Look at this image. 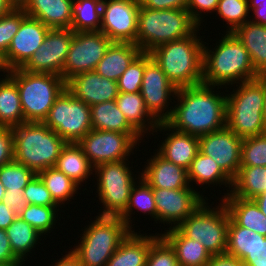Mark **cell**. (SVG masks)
Wrapping results in <instances>:
<instances>
[{
    "instance_id": "6da1fadb",
    "label": "cell",
    "mask_w": 266,
    "mask_h": 266,
    "mask_svg": "<svg viewBox=\"0 0 266 266\" xmlns=\"http://www.w3.org/2000/svg\"><path fill=\"white\" fill-rule=\"evenodd\" d=\"M204 83L177 90L178 104L166 123L176 131L201 136L226 126L227 96Z\"/></svg>"
},
{
    "instance_id": "7a4b0ae2",
    "label": "cell",
    "mask_w": 266,
    "mask_h": 266,
    "mask_svg": "<svg viewBox=\"0 0 266 266\" xmlns=\"http://www.w3.org/2000/svg\"><path fill=\"white\" fill-rule=\"evenodd\" d=\"M259 76L251 63L248 51L233 32H226L213 51L204 44L202 83L219 88L222 85L226 87L229 84L253 80Z\"/></svg>"
},
{
    "instance_id": "3957f363",
    "label": "cell",
    "mask_w": 266,
    "mask_h": 266,
    "mask_svg": "<svg viewBox=\"0 0 266 266\" xmlns=\"http://www.w3.org/2000/svg\"><path fill=\"white\" fill-rule=\"evenodd\" d=\"M193 35L164 43L150 52L168 80L177 88L195 86L203 78V41Z\"/></svg>"
},
{
    "instance_id": "277c9868",
    "label": "cell",
    "mask_w": 266,
    "mask_h": 266,
    "mask_svg": "<svg viewBox=\"0 0 266 266\" xmlns=\"http://www.w3.org/2000/svg\"><path fill=\"white\" fill-rule=\"evenodd\" d=\"M199 25L186 9H147L140 4L136 45L143 53L156 47L193 35Z\"/></svg>"
},
{
    "instance_id": "5b68a950",
    "label": "cell",
    "mask_w": 266,
    "mask_h": 266,
    "mask_svg": "<svg viewBox=\"0 0 266 266\" xmlns=\"http://www.w3.org/2000/svg\"><path fill=\"white\" fill-rule=\"evenodd\" d=\"M12 131L14 160L36 174L54 167L67 143L44 122H23Z\"/></svg>"
},
{
    "instance_id": "8992f818",
    "label": "cell",
    "mask_w": 266,
    "mask_h": 266,
    "mask_svg": "<svg viewBox=\"0 0 266 266\" xmlns=\"http://www.w3.org/2000/svg\"><path fill=\"white\" fill-rule=\"evenodd\" d=\"M227 94L226 126L241 138L266 133L263 121L264 75L239 83Z\"/></svg>"
},
{
    "instance_id": "52a82bcc",
    "label": "cell",
    "mask_w": 266,
    "mask_h": 266,
    "mask_svg": "<svg viewBox=\"0 0 266 266\" xmlns=\"http://www.w3.org/2000/svg\"><path fill=\"white\" fill-rule=\"evenodd\" d=\"M7 75L17 84L24 122H44L66 88V81L60 75L32 73L22 68L9 70Z\"/></svg>"
},
{
    "instance_id": "ba28073f",
    "label": "cell",
    "mask_w": 266,
    "mask_h": 266,
    "mask_svg": "<svg viewBox=\"0 0 266 266\" xmlns=\"http://www.w3.org/2000/svg\"><path fill=\"white\" fill-rule=\"evenodd\" d=\"M72 249L82 266H106L120 243L132 231L119 216H98Z\"/></svg>"
},
{
    "instance_id": "9c48e42d",
    "label": "cell",
    "mask_w": 266,
    "mask_h": 266,
    "mask_svg": "<svg viewBox=\"0 0 266 266\" xmlns=\"http://www.w3.org/2000/svg\"><path fill=\"white\" fill-rule=\"evenodd\" d=\"M206 200L177 228L187 237L202 244L212 255L225 254L227 250L230 214L223 203L210 208Z\"/></svg>"
},
{
    "instance_id": "30bf717a",
    "label": "cell",
    "mask_w": 266,
    "mask_h": 266,
    "mask_svg": "<svg viewBox=\"0 0 266 266\" xmlns=\"http://www.w3.org/2000/svg\"><path fill=\"white\" fill-rule=\"evenodd\" d=\"M126 161L103 163L94 167L98 198L104 206L99 216H120L127 208L130 191L136 183Z\"/></svg>"
},
{
    "instance_id": "8fae6325",
    "label": "cell",
    "mask_w": 266,
    "mask_h": 266,
    "mask_svg": "<svg viewBox=\"0 0 266 266\" xmlns=\"http://www.w3.org/2000/svg\"><path fill=\"white\" fill-rule=\"evenodd\" d=\"M44 123L66 142L78 143L92 130L90 106L66 88L57 97Z\"/></svg>"
},
{
    "instance_id": "7c38bea8",
    "label": "cell",
    "mask_w": 266,
    "mask_h": 266,
    "mask_svg": "<svg viewBox=\"0 0 266 266\" xmlns=\"http://www.w3.org/2000/svg\"><path fill=\"white\" fill-rule=\"evenodd\" d=\"M139 133L90 130L78 144L93 167L103 163L128 160L129 154L139 145ZM127 157V158H126Z\"/></svg>"
},
{
    "instance_id": "4fadbf2b",
    "label": "cell",
    "mask_w": 266,
    "mask_h": 266,
    "mask_svg": "<svg viewBox=\"0 0 266 266\" xmlns=\"http://www.w3.org/2000/svg\"><path fill=\"white\" fill-rule=\"evenodd\" d=\"M111 43L101 31L74 32L61 77L67 81L82 72L95 71Z\"/></svg>"
},
{
    "instance_id": "5bb4252c",
    "label": "cell",
    "mask_w": 266,
    "mask_h": 266,
    "mask_svg": "<svg viewBox=\"0 0 266 266\" xmlns=\"http://www.w3.org/2000/svg\"><path fill=\"white\" fill-rule=\"evenodd\" d=\"M177 90L151 54L145 53V70L140 93L147 110L158 122H166L171 117L173 108H168L167 111L164 109L169 106L171 96L175 99Z\"/></svg>"
},
{
    "instance_id": "9a60e30c",
    "label": "cell",
    "mask_w": 266,
    "mask_h": 266,
    "mask_svg": "<svg viewBox=\"0 0 266 266\" xmlns=\"http://www.w3.org/2000/svg\"><path fill=\"white\" fill-rule=\"evenodd\" d=\"M140 0H102L101 28L112 42L136 45Z\"/></svg>"
},
{
    "instance_id": "2e32d148",
    "label": "cell",
    "mask_w": 266,
    "mask_h": 266,
    "mask_svg": "<svg viewBox=\"0 0 266 266\" xmlns=\"http://www.w3.org/2000/svg\"><path fill=\"white\" fill-rule=\"evenodd\" d=\"M193 189L191 185L181 189L153 188L155 221L171 224L169 229L178 227L205 201L204 196Z\"/></svg>"
},
{
    "instance_id": "e0dca14e",
    "label": "cell",
    "mask_w": 266,
    "mask_h": 266,
    "mask_svg": "<svg viewBox=\"0 0 266 266\" xmlns=\"http://www.w3.org/2000/svg\"><path fill=\"white\" fill-rule=\"evenodd\" d=\"M50 28L40 20L26 16L9 45L7 54L0 60V71L22 68L41 46Z\"/></svg>"
},
{
    "instance_id": "ac0fdd59",
    "label": "cell",
    "mask_w": 266,
    "mask_h": 266,
    "mask_svg": "<svg viewBox=\"0 0 266 266\" xmlns=\"http://www.w3.org/2000/svg\"><path fill=\"white\" fill-rule=\"evenodd\" d=\"M73 36L72 29H50L41 46L22 69L61 76Z\"/></svg>"
},
{
    "instance_id": "d6986e66",
    "label": "cell",
    "mask_w": 266,
    "mask_h": 266,
    "mask_svg": "<svg viewBox=\"0 0 266 266\" xmlns=\"http://www.w3.org/2000/svg\"><path fill=\"white\" fill-rule=\"evenodd\" d=\"M243 138L227 126L199 136V151L212 157L221 169L233 180L241 167Z\"/></svg>"
},
{
    "instance_id": "ffe728a7",
    "label": "cell",
    "mask_w": 266,
    "mask_h": 266,
    "mask_svg": "<svg viewBox=\"0 0 266 266\" xmlns=\"http://www.w3.org/2000/svg\"><path fill=\"white\" fill-rule=\"evenodd\" d=\"M66 89L89 106L115 100L119 94L117 81L102 77L96 71L74 75L66 81Z\"/></svg>"
},
{
    "instance_id": "44dd1931",
    "label": "cell",
    "mask_w": 266,
    "mask_h": 266,
    "mask_svg": "<svg viewBox=\"0 0 266 266\" xmlns=\"http://www.w3.org/2000/svg\"><path fill=\"white\" fill-rule=\"evenodd\" d=\"M159 130H168L171 133L161 142L157 152L166 160L188 170L199 152V136L176 131L166 122H159L154 132Z\"/></svg>"
},
{
    "instance_id": "7402d4cb",
    "label": "cell",
    "mask_w": 266,
    "mask_h": 266,
    "mask_svg": "<svg viewBox=\"0 0 266 266\" xmlns=\"http://www.w3.org/2000/svg\"><path fill=\"white\" fill-rule=\"evenodd\" d=\"M73 0H18L25 13L50 29H71Z\"/></svg>"
},
{
    "instance_id": "603a6c76",
    "label": "cell",
    "mask_w": 266,
    "mask_h": 266,
    "mask_svg": "<svg viewBox=\"0 0 266 266\" xmlns=\"http://www.w3.org/2000/svg\"><path fill=\"white\" fill-rule=\"evenodd\" d=\"M152 157L140 174L152 188L181 189L190 186L186 169L166 160L158 152Z\"/></svg>"
},
{
    "instance_id": "cb8c5ba5",
    "label": "cell",
    "mask_w": 266,
    "mask_h": 266,
    "mask_svg": "<svg viewBox=\"0 0 266 266\" xmlns=\"http://www.w3.org/2000/svg\"><path fill=\"white\" fill-rule=\"evenodd\" d=\"M155 235L137 234L131 231L120 243L106 266H146L151 245L160 237Z\"/></svg>"
},
{
    "instance_id": "d4e9b609",
    "label": "cell",
    "mask_w": 266,
    "mask_h": 266,
    "mask_svg": "<svg viewBox=\"0 0 266 266\" xmlns=\"http://www.w3.org/2000/svg\"><path fill=\"white\" fill-rule=\"evenodd\" d=\"M141 53V49L134 43L112 42L95 71L102 77L117 81Z\"/></svg>"
},
{
    "instance_id": "484cf974",
    "label": "cell",
    "mask_w": 266,
    "mask_h": 266,
    "mask_svg": "<svg viewBox=\"0 0 266 266\" xmlns=\"http://www.w3.org/2000/svg\"><path fill=\"white\" fill-rule=\"evenodd\" d=\"M230 217L241 227L266 237V216L253 199H242L227 192L223 196Z\"/></svg>"
},
{
    "instance_id": "4316f807",
    "label": "cell",
    "mask_w": 266,
    "mask_h": 266,
    "mask_svg": "<svg viewBox=\"0 0 266 266\" xmlns=\"http://www.w3.org/2000/svg\"><path fill=\"white\" fill-rule=\"evenodd\" d=\"M174 249L179 266H207L211 255L198 241L187 238L177 227L160 234Z\"/></svg>"
},
{
    "instance_id": "83f0119b",
    "label": "cell",
    "mask_w": 266,
    "mask_h": 266,
    "mask_svg": "<svg viewBox=\"0 0 266 266\" xmlns=\"http://www.w3.org/2000/svg\"><path fill=\"white\" fill-rule=\"evenodd\" d=\"M115 101L126 120L141 136H144L146 132L156 130L159 122L147 110L140 92H119Z\"/></svg>"
},
{
    "instance_id": "f1b7e54d",
    "label": "cell",
    "mask_w": 266,
    "mask_h": 266,
    "mask_svg": "<svg viewBox=\"0 0 266 266\" xmlns=\"http://www.w3.org/2000/svg\"><path fill=\"white\" fill-rule=\"evenodd\" d=\"M233 33L248 51L255 71L260 76L266 75V26L254 23L250 19Z\"/></svg>"
},
{
    "instance_id": "f546056e",
    "label": "cell",
    "mask_w": 266,
    "mask_h": 266,
    "mask_svg": "<svg viewBox=\"0 0 266 266\" xmlns=\"http://www.w3.org/2000/svg\"><path fill=\"white\" fill-rule=\"evenodd\" d=\"M54 167L78 185H81V182L87 180L94 172V167L84 154L82 147L74 142L66 143Z\"/></svg>"
},
{
    "instance_id": "4dcf8cb0",
    "label": "cell",
    "mask_w": 266,
    "mask_h": 266,
    "mask_svg": "<svg viewBox=\"0 0 266 266\" xmlns=\"http://www.w3.org/2000/svg\"><path fill=\"white\" fill-rule=\"evenodd\" d=\"M90 115L94 130L138 133L126 120L115 100L90 106Z\"/></svg>"
},
{
    "instance_id": "1f68e13d",
    "label": "cell",
    "mask_w": 266,
    "mask_h": 266,
    "mask_svg": "<svg viewBox=\"0 0 266 266\" xmlns=\"http://www.w3.org/2000/svg\"><path fill=\"white\" fill-rule=\"evenodd\" d=\"M2 79V80H1ZM0 79V126L15 127L24 122L17 84L6 74Z\"/></svg>"
},
{
    "instance_id": "d6a6232c",
    "label": "cell",
    "mask_w": 266,
    "mask_h": 266,
    "mask_svg": "<svg viewBox=\"0 0 266 266\" xmlns=\"http://www.w3.org/2000/svg\"><path fill=\"white\" fill-rule=\"evenodd\" d=\"M188 172L189 183L196 182V184H219L228 186L232 189L233 180L221 169L217 162L210 156H207L200 151L192 160ZM221 183V184H220Z\"/></svg>"
},
{
    "instance_id": "836d02e7",
    "label": "cell",
    "mask_w": 266,
    "mask_h": 266,
    "mask_svg": "<svg viewBox=\"0 0 266 266\" xmlns=\"http://www.w3.org/2000/svg\"><path fill=\"white\" fill-rule=\"evenodd\" d=\"M230 193L242 199H254L266 191V166H241L233 179Z\"/></svg>"
},
{
    "instance_id": "e575fe53",
    "label": "cell",
    "mask_w": 266,
    "mask_h": 266,
    "mask_svg": "<svg viewBox=\"0 0 266 266\" xmlns=\"http://www.w3.org/2000/svg\"><path fill=\"white\" fill-rule=\"evenodd\" d=\"M102 0H73L71 29L74 32L100 31Z\"/></svg>"
},
{
    "instance_id": "d590c367",
    "label": "cell",
    "mask_w": 266,
    "mask_h": 266,
    "mask_svg": "<svg viewBox=\"0 0 266 266\" xmlns=\"http://www.w3.org/2000/svg\"><path fill=\"white\" fill-rule=\"evenodd\" d=\"M6 232L13 253L23 262L28 252L33 250L41 238V234L19 216L14 219Z\"/></svg>"
},
{
    "instance_id": "8d00e7d4",
    "label": "cell",
    "mask_w": 266,
    "mask_h": 266,
    "mask_svg": "<svg viewBox=\"0 0 266 266\" xmlns=\"http://www.w3.org/2000/svg\"><path fill=\"white\" fill-rule=\"evenodd\" d=\"M138 179L139 183H135L130 191L126 210L119 216L130 229L133 228L131 227L133 225H130L132 224L131 214L133 209H138V211H141L144 214H150L152 218L156 219V205L153 188L142 177H139Z\"/></svg>"
},
{
    "instance_id": "74e56055",
    "label": "cell",
    "mask_w": 266,
    "mask_h": 266,
    "mask_svg": "<svg viewBox=\"0 0 266 266\" xmlns=\"http://www.w3.org/2000/svg\"><path fill=\"white\" fill-rule=\"evenodd\" d=\"M38 176L46 185L54 201L61 206L77 193L79 185L55 167L40 171Z\"/></svg>"
},
{
    "instance_id": "f35d334b",
    "label": "cell",
    "mask_w": 266,
    "mask_h": 266,
    "mask_svg": "<svg viewBox=\"0 0 266 266\" xmlns=\"http://www.w3.org/2000/svg\"><path fill=\"white\" fill-rule=\"evenodd\" d=\"M256 232L239 226L231 217L228 226L226 254L234 256L242 261L255 245Z\"/></svg>"
},
{
    "instance_id": "ab89813d",
    "label": "cell",
    "mask_w": 266,
    "mask_h": 266,
    "mask_svg": "<svg viewBox=\"0 0 266 266\" xmlns=\"http://www.w3.org/2000/svg\"><path fill=\"white\" fill-rule=\"evenodd\" d=\"M35 175L33 170L15 160L0 167V182L6 191L24 192Z\"/></svg>"
},
{
    "instance_id": "60d3db41",
    "label": "cell",
    "mask_w": 266,
    "mask_h": 266,
    "mask_svg": "<svg viewBox=\"0 0 266 266\" xmlns=\"http://www.w3.org/2000/svg\"><path fill=\"white\" fill-rule=\"evenodd\" d=\"M57 207L59 206L28 204L19 217L31 225L39 234L44 235L49 231L51 232L53 226L56 225V217H58L57 213L59 211Z\"/></svg>"
},
{
    "instance_id": "b9f144b4",
    "label": "cell",
    "mask_w": 266,
    "mask_h": 266,
    "mask_svg": "<svg viewBox=\"0 0 266 266\" xmlns=\"http://www.w3.org/2000/svg\"><path fill=\"white\" fill-rule=\"evenodd\" d=\"M216 14L228 24V31L234 32L239 26L249 21L248 0H219ZM248 19V20H247ZM230 26V27H229Z\"/></svg>"
},
{
    "instance_id": "7bdbcfd3",
    "label": "cell",
    "mask_w": 266,
    "mask_h": 266,
    "mask_svg": "<svg viewBox=\"0 0 266 266\" xmlns=\"http://www.w3.org/2000/svg\"><path fill=\"white\" fill-rule=\"evenodd\" d=\"M241 166H266V133L243 138Z\"/></svg>"
},
{
    "instance_id": "ee69618b",
    "label": "cell",
    "mask_w": 266,
    "mask_h": 266,
    "mask_svg": "<svg viewBox=\"0 0 266 266\" xmlns=\"http://www.w3.org/2000/svg\"><path fill=\"white\" fill-rule=\"evenodd\" d=\"M26 16L25 11L17 5L8 14L0 17V60L7 54L11 40Z\"/></svg>"
},
{
    "instance_id": "f6af8a7d",
    "label": "cell",
    "mask_w": 266,
    "mask_h": 266,
    "mask_svg": "<svg viewBox=\"0 0 266 266\" xmlns=\"http://www.w3.org/2000/svg\"><path fill=\"white\" fill-rule=\"evenodd\" d=\"M145 70V53H141L117 80L118 91L122 93L140 92Z\"/></svg>"
},
{
    "instance_id": "bcb514c9",
    "label": "cell",
    "mask_w": 266,
    "mask_h": 266,
    "mask_svg": "<svg viewBox=\"0 0 266 266\" xmlns=\"http://www.w3.org/2000/svg\"><path fill=\"white\" fill-rule=\"evenodd\" d=\"M146 266H179L174 249L162 236L151 245Z\"/></svg>"
},
{
    "instance_id": "7dc6e473",
    "label": "cell",
    "mask_w": 266,
    "mask_h": 266,
    "mask_svg": "<svg viewBox=\"0 0 266 266\" xmlns=\"http://www.w3.org/2000/svg\"><path fill=\"white\" fill-rule=\"evenodd\" d=\"M24 197L28 204L39 206H59L46 188L41 178L36 174L24 188Z\"/></svg>"
},
{
    "instance_id": "c3c4849f",
    "label": "cell",
    "mask_w": 266,
    "mask_h": 266,
    "mask_svg": "<svg viewBox=\"0 0 266 266\" xmlns=\"http://www.w3.org/2000/svg\"><path fill=\"white\" fill-rule=\"evenodd\" d=\"M242 263L244 266H266V237L256 233L255 245L250 255L246 256Z\"/></svg>"
},
{
    "instance_id": "681fc988",
    "label": "cell",
    "mask_w": 266,
    "mask_h": 266,
    "mask_svg": "<svg viewBox=\"0 0 266 266\" xmlns=\"http://www.w3.org/2000/svg\"><path fill=\"white\" fill-rule=\"evenodd\" d=\"M14 160L13 131L0 126V167Z\"/></svg>"
},
{
    "instance_id": "f907efd6",
    "label": "cell",
    "mask_w": 266,
    "mask_h": 266,
    "mask_svg": "<svg viewBox=\"0 0 266 266\" xmlns=\"http://www.w3.org/2000/svg\"><path fill=\"white\" fill-rule=\"evenodd\" d=\"M219 0H188L186 10L191 17L200 25L202 22V12H216ZM199 10V11H198ZM201 14V15H200Z\"/></svg>"
},
{
    "instance_id": "816d5d0a",
    "label": "cell",
    "mask_w": 266,
    "mask_h": 266,
    "mask_svg": "<svg viewBox=\"0 0 266 266\" xmlns=\"http://www.w3.org/2000/svg\"><path fill=\"white\" fill-rule=\"evenodd\" d=\"M2 203L7 205L15 216H20V214L28 206V202L24 197V192H11L6 191L2 199Z\"/></svg>"
},
{
    "instance_id": "f5cc1de1",
    "label": "cell",
    "mask_w": 266,
    "mask_h": 266,
    "mask_svg": "<svg viewBox=\"0 0 266 266\" xmlns=\"http://www.w3.org/2000/svg\"><path fill=\"white\" fill-rule=\"evenodd\" d=\"M188 0H140V4L147 9H186Z\"/></svg>"
},
{
    "instance_id": "db71d44e",
    "label": "cell",
    "mask_w": 266,
    "mask_h": 266,
    "mask_svg": "<svg viewBox=\"0 0 266 266\" xmlns=\"http://www.w3.org/2000/svg\"><path fill=\"white\" fill-rule=\"evenodd\" d=\"M12 251L6 230L0 229V264L22 263Z\"/></svg>"
},
{
    "instance_id": "11a10c76",
    "label": "cell",
    "mask_w": 266,
    "mask_h": 266,
    "mask_svg": "<svg viewBox=\"0 0 266 266\" xmlns=\"http://www.w3.org/2000/svg\"><path fill=\"white\" fill-rule=\"evenodd\" d=\"M207 266H244L242 261L238 258L228 255V254H220V255H212Z\"/></svg>"
},
{
    "instance_id": "9f6ffc18",
    "label": "cell",
    "mask_w": 266,
    "mask_h": 266,
    "mask_svg": "<svg viewBox=\"0 0 266 266\" xmlns=\"http://www.w3.org/2000/svg\"><path fill=\"white\" fill-rule=\"evenodd\" d=\"M16 217L7 205L0 202V229L6 230Z\"/></svg>"
},
{
    "instance_id": "6f0895ef",
    "label": "cell",
    "mask_w": 266,
    "mask_h": 266,
    "mask_svg": "<svg viewBox=\"0 0 266 266\" xmlns=\"http://www.w3.org/2000/svg\"><path fill=\"white\" fill-rule=\"evenodd\" d=\"M52 266H82L78 257L71 251L68 252L64 257L60 258Z\"/></svg>"
},
{
    "instance_id": "680465c9",
    "label": "cell",
    "mask_w": 266,
    "mask_h": 266,
    "mask_svg": "<svg viewBox=\"0 0 266 266\" xmlns=\"http://www.w3.org/2000/svg\"><path fill=\"white\" fill-rule=\"evenodd\" d=\"M251 11L254 12L253 15L255 14L252 22L266 26V7H256Z\"/></svg>"
},
{
    "instance_id": "91938a15",
    "label": "cell",
    "mask_w": 266,
    "mask_h": 266,
    "mask_svg": "<svg viewBox=\"0 0 266 266\" xmlns=\"http://www.w3.org/2000/svg\"><path fill=\"white\" fill-rule=\"evenodd\" d=\"M18 5V0H0V17L8 14Z\"/></svg>"
},
{
    "instance_id": "94428289",
    "label": "cell",
    "mask_w": 266,
    "mask_h": 266,
    "mask_svg": "<svg viewBox=\"0 0 266 266\" xmlns=\"http://www.w3.org/2000/svg\"><path fill=\"white\" fill-rule=\"evenodd\" d=\"M253 200L259 206L261 212L266 216V191L256 196Z\"/></svg>"
},
{
    "instance_id": "6125c7cd",
    "label": "cell",
    "mask_w": 266,
    "mask_h": 266,
    "mask_svg": "<svg viewBox=\"0 0 266 266\" xmlns=\"http://www.w3.org/2000/svg\"><path fill=\"white\" fill-rule=\"evenodd\" d=\"M256 7H266V0H248L249 11Z\"/></svg>"
},
{
    "instance_id": "be15d7a7",
    "label": "cell",
    "mask_w": 266,
    "mask_h": 266,
    "mask_svg": "<svg viewBox=\"0 0 266 266\" xmlns=\"http://www.w3.org/2000/svg\"><path fill=\"white\" fill-rule=\"evenodd\" d=\"M263 121L266 127V75H264V105H263Z\"/></svg>"
},
{
    "instance_id": "e7e4bbea",
    "label": "cell",
    "mask_w": 266,
    "mask_h": 266,
    "mask_svg": "<svg viewBox=\"0 0 266 266\" xmlns=\"http://www.w3.org/2000/svg\"><path fill=\"white\" fill-rule=\"evenodd\" d=\"M5 192H6V189L4 188L3 184L0 182V202H2Z\"/></svg>"
},
{
    "instance_id": "03108f58",
    "label": "cell",
    "mask_w": 266,
    "mask_h": 266,
    "mask_svg": "<svg viewBox=\"0 0 266 266\" xmlns=\"http://www.w3.org/2000/svg\"><path fill=\"white\" fill-rule=\"evenodd\" d=\"M24 263H8V264H0V266H22Z\"/></svg>"
}]
</instances>
